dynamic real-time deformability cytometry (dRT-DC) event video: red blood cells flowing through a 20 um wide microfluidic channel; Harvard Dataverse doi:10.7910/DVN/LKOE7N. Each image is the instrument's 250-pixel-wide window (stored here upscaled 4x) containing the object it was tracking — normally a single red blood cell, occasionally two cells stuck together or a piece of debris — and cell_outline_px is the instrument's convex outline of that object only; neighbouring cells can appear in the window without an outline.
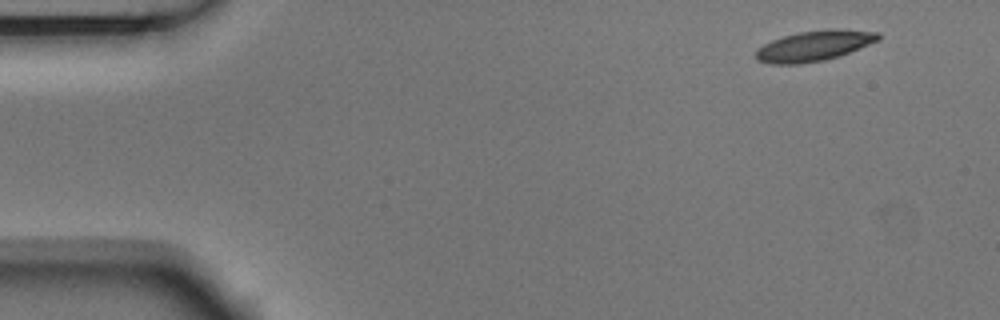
{"species": "Egyptian fruit bat (a non-hibernating species)", "species_latin": "Rousettus aegyptiacus", "temperature_condition": "room temperature", "stored_images_in_passage": 6, "segment_of_instrument_passage": [2, 2], "camera_frame_rate_fps": 3000, "um_per_image_px": 0.085, "animal": {"sex": "male"}, "frame": {"image": 1, "passage_image": 6, "time_ms": 1.667, "image_size_px": [1000, 320], "cell_outline_px": [[880, 40], [840, 56], [824, 60], [800, 64], [768, 64], [756, 60], [756, 48], [772, 40], [784, 36], [800, 32], [828, 28], [836, 28], [880, 32]], "centroid_in_image_um": [69.22, 3.89], "position_along_channel_um": 15.8, "area_um2": 21.96}}